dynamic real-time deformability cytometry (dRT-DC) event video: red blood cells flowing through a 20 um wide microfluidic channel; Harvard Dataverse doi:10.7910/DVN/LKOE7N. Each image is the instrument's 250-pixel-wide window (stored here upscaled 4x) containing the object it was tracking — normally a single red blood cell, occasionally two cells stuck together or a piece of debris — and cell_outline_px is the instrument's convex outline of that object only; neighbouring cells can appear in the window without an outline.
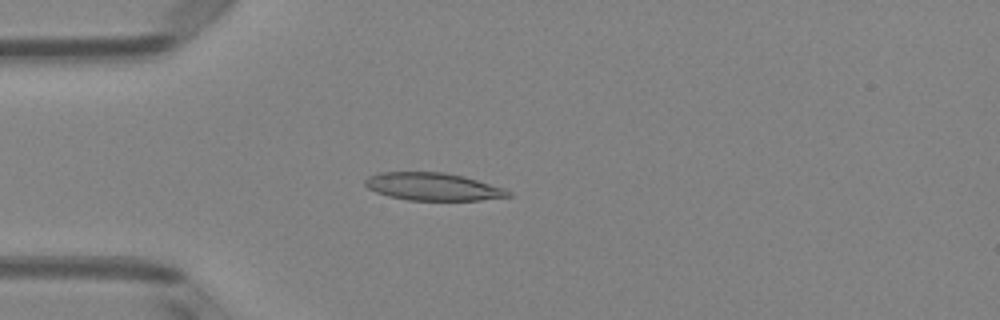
{"species": "Egyptian fruit bat (a non-hibernating species)", "species_latin": "Rousettus aegyptiacus", "temperature_condition": "room temperature", "stored_images_in_passage": 5, "camera_frame_rate_fps": 3000, "um_per_image_px": 0.085, "animal": {"sex": "female"}, "frame": {"image": 1, "passage_image": 4, "time_ms": 1.0, "image_size_px": [1000, 320], "cell_outline_px": [[512, 196], [480, 200], [408, 200], [388, 196], [376, 192], [368, 188], [364, 184], [364, 180], [368, 176], [380, 172], [444, 172], [464, 176], [504, 188], [512, 192]], "centroid_in_image_um": [36.79, 15.86], "position_along_channel_um": 48.2, "area_um2": 23.12}}